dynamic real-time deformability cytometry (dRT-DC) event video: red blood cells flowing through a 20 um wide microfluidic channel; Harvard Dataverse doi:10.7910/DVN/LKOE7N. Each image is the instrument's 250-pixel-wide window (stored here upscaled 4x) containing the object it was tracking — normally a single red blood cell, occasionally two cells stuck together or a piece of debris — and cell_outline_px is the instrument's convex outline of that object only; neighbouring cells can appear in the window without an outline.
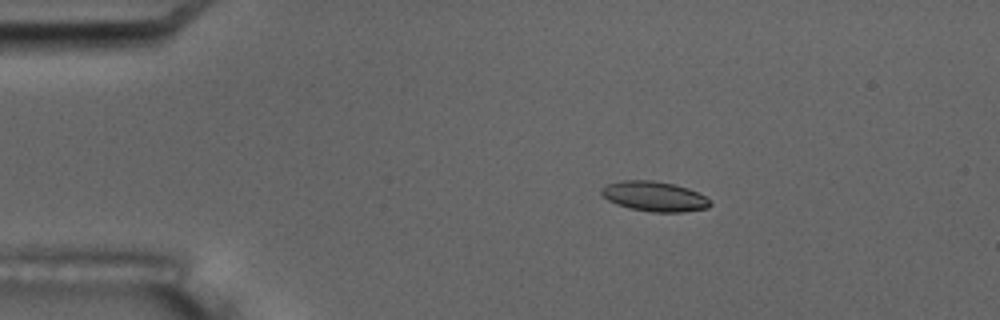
{"species": "common noctule bat (a hibernating species)", "species_latin": "Nyctalus noctula", "temperature_condition": "room temperature", "stored_images_in_passage": 7, "camera_frame_rate_fps": 3000, "um_per_image_px": 0.085, "animal": {"sex": "male", "body_mass_g": 17.5, "forearm_length_mm": 52.3}, "frame": {"image": 1, "passage_image": 4, "time_ms": 3.333, "image_size_px": [1000, 320], "cell_outline_px": [[712, 204], [708, 208], [684, 212], [652, 212], [632, 208], [616, 204], [608, 200], [600, 192], [600, 188], [608, 184], [620, 180], [652, 180], [672, 184], [688, 188], [712, 200]], "centroid_in_image_um": [55.63, 16.69], "position_along_channel_um": 29.4, "area_um2": 18.96}}